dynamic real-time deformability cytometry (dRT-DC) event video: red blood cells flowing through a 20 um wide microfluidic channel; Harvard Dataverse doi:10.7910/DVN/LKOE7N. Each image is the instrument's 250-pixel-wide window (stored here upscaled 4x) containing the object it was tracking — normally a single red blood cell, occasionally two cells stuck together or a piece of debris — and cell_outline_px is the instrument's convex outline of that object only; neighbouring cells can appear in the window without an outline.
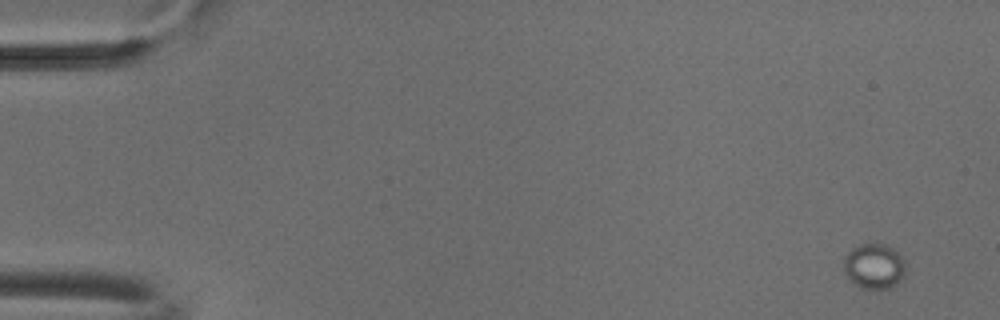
{"species": "common noctule bat (a hibernating species)", "species_latin": "Nyctalus noctula", "temperature_condition": "cold", "stored_images_in_passage": 5, "camera_frame_rate_fps": 3000, "um_per_image_px": 0.085, "animal": {"sex": "male", "body_mass_g": 18.8}, "frame": {"image": 1, "passage_image": 1, "time_ms": 0.0, "image_size_px": [1000, 320], "cell_outline_px": [[904, 272], [888, 288], [860, 288], [844, 272], [844, 256], [852, 248], [860, 244], [888, 244], [904, 260]], "centroid_in_image_um": [74.25, 22.58], "position_along_channel_um": 10.8, "area_um2": 15.72}}
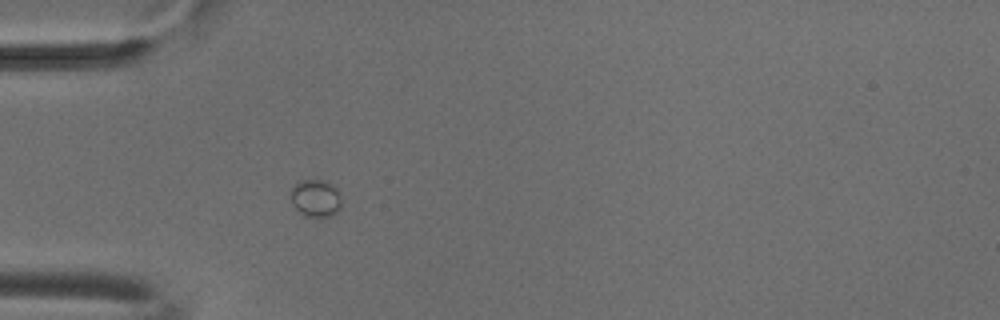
{"frame": {"image": 2, "passage_image": 5, "time_ms": 1.333, "image_size_px": [1000, 320], "cell_outline_px": [[340, 208], [336, 212], [328, 216], [304, 216], [292, 204], [292, 184], [300, 180], [320, 180], [332, 184], [336, 188], [340, 196]], "centroid_in_image_um": [26.81, 16.83], "position_along_channel_um": 58.2, "area_um2": 10.87}}